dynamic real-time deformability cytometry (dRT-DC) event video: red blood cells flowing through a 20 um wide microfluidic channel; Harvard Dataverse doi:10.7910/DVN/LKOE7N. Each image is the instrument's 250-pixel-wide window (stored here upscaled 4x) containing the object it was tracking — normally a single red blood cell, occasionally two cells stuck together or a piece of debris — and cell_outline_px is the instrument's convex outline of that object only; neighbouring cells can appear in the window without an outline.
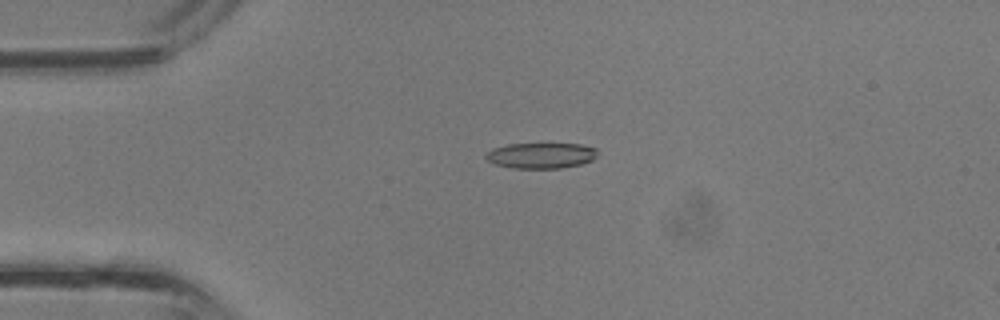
{"species": "common noctule bat (a hibernating species)", "species_latin": "Nyctalus noctula", "temperature_condition": "room temperature", "stored_images_in_passage": 37, "camera_frame_rate_fps": 3000, "um_per_image_px": 0.085, "animal": {"sex": "male", "body_mass_g": 13.3}, "frame": {"image": 1, "passage_image": 9, "time_ms": 2.667, "image_size_px": [1000, 320], "cell_outline_px": [[596, 156], [592, 160], [580, 164], [560, 168], [512, 168], [496, 164], [488, 160], [484, 156], [492, 148], [508, 144], [580, 144], [596, 148]], "centroid_in_image_um": [45.97, 13.21], "position_along_channel_um": 39.0, "area_um2": 16.53}}
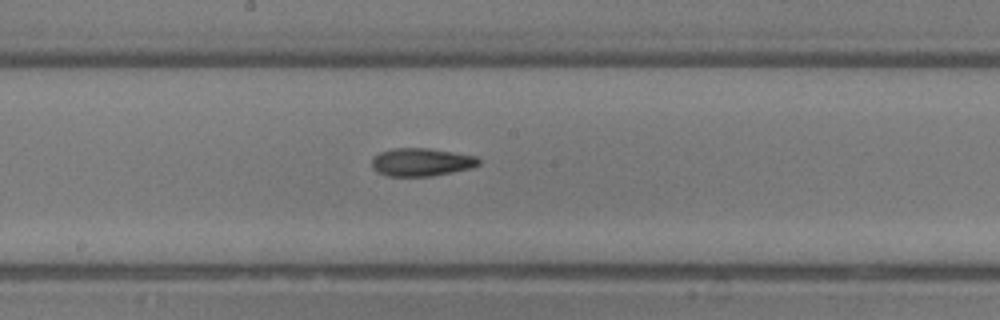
{"frame": {"image": 2, "passage_image": 20, "time_ms": 6.333, "image_size_px": [1000, 320], "cell_outline_px": [[480, 164], [472, 168], [432, 176], [388, 176], [376, 172], [372, 168], [372, 156], [380, 152], [392, 148], [428, 148], [476, 156], [480, 160]], "centroid_in_image_um": [35.79, 13.78], "position_along_channel_um": 212.4, "area_um2": 17.57}}
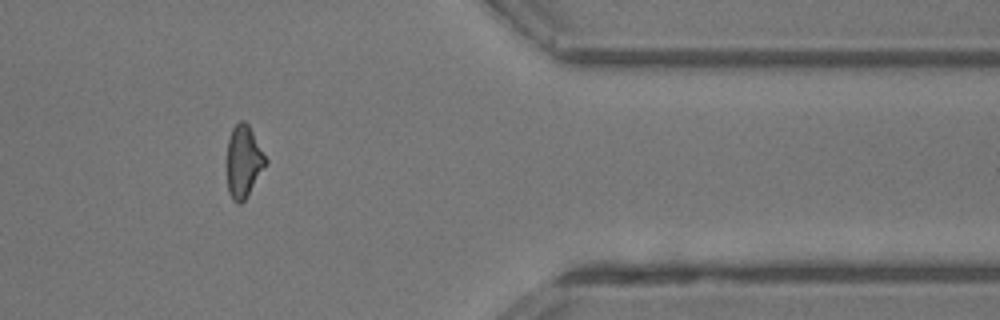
{"frame": {"image": 3, "passage_image": 31, "time_ms": 10.0, "image_size_px": [1000, 320], "cell_outline_px": [[268, 164], [244, 200], [240, 204], [236, 204], [232, 200], [228, 192], [228, 136], [232, 128], [240, 120], [244, 120], [248, 124], [268, 160]], "centroid_in_image_um": [20.72, 13.73], "position_along_channel_um": 390.7, "area_um2": 16.3}}